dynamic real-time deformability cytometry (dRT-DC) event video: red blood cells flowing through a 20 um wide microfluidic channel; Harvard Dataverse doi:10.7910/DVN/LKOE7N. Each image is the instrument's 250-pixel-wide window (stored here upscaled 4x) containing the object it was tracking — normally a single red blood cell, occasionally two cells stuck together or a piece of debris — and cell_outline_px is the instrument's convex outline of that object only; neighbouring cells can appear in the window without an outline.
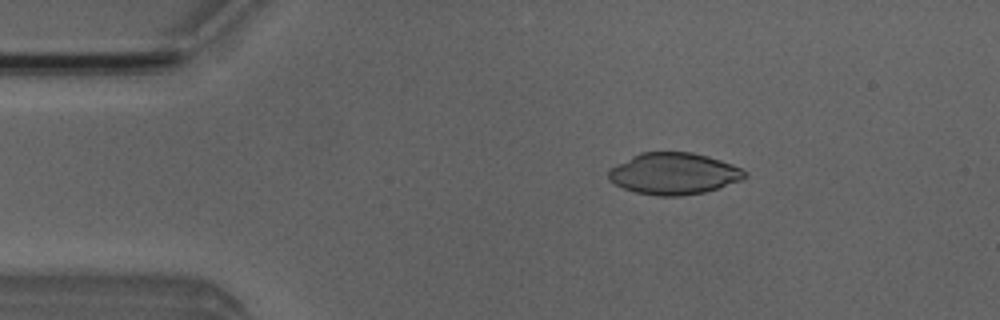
{"species": "Egyptian fruit bat (a non-hibernating species)", "species_latin": "Rousettus aegyptiacus", "temperature_condition": "room temperature", "stored_images_in_passage": 48, "camera_frame_rate_fps": 3000, "um_per_image_px": 0.085, "animal": {"sex": "male"}, "frame": {"image": 1, "passage_image": 8, "time_ms": 2.333, "image_size_px": [1000, 320], "cell_outline_px": [[748, 176], [740, 180], [704, 192], [680, 196], [656, 196], [636, 192], [624, 188], [608, 180], [608, 168], [640, 152], [692, 152], [708, 156], [732, 164], [748, 172]], "centroid_in_image_um": [57.25, 14.75], "position_along_channel_um": 27.8, "area_um2": 33.0}}
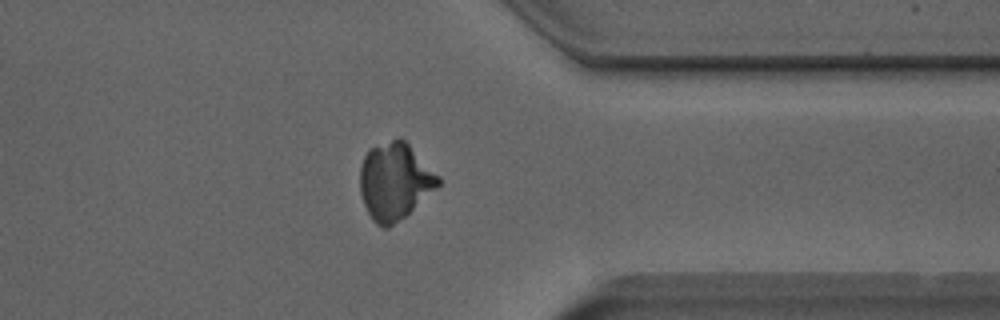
{"frame": {"image": 2, "passage_image": 39, "time_ms": 12.667, "image_size_px": [1000, 320], "cell_outline_px": [[440, 184], [436, 188], [404, 216], [388, 228], [384, 228], [376, 224], [372, 220], [364, 204], [360, 192], [360, 168], [364, 156], [368, 148], [400, 136], [440, 176]], "centroid_in_image_um": [33.53, 15.38], "position_along_channel_um": 377.9, "area_um2": 34.8}}
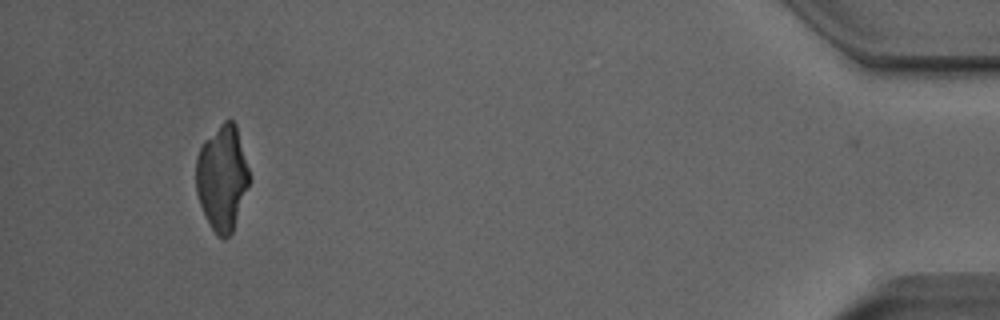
{"frame": {"image": 3, "passage_image": 47, "time_ms": 15.333, "image_size_px": [1000, 320], "cell_outline_px": [[252, 180], [232, 232], [224, 240], [216, 236], [200, 204], [196, 192], [196, 156], [204, 140], [224, 120], [232, 120], [236, 124]], "centroid_in_image_um": [18.9, 15.12], "position_along_channel_um": 416.3, "area_um2": 32.95}}